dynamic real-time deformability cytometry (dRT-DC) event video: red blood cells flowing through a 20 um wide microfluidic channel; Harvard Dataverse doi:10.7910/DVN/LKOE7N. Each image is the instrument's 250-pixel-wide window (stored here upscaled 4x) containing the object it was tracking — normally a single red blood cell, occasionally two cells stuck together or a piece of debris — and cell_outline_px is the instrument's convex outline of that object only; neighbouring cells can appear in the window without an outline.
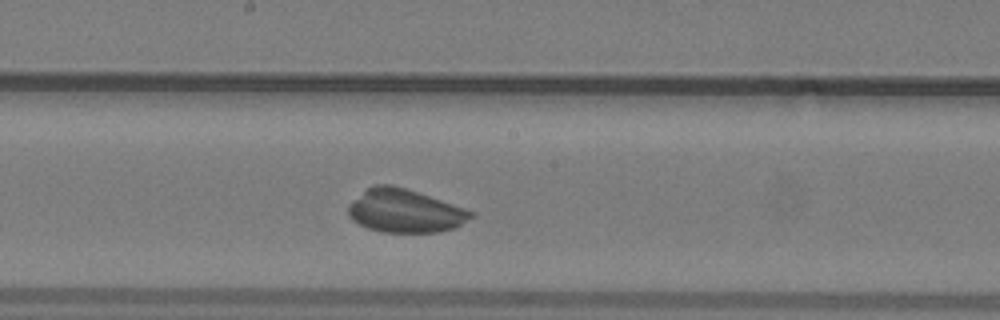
{"species": "common noctule bat (a hibernating species)", "species_latin": "Nyctalus noctula", "temperature_condition": "warm", "stored_images_in_passage": 26, "camera_frame_rate_fps": 3000, "um_per_image_px": 0.085, "animal": {"sex": "male", "body_mass_g": 19.2, "forearm_length_mm": 51.8}, "frame": {"image": 1, "passage_image": 14, "time_ms": 4.333, "image_size_px": [1000, 320], "cell_outline_px": [[476, 216], [452, 228], [440, 232], [380, 232], [368, 228], [352, 220], [348, 216], [348, 204], [352, 200], [368, 188], [376, 184], [388, 184], [404, 188], [476, 212]], "centroid_in_image_um": [34.4, 17.94], "position_along_channel_um": 213.8, "area_um2": 30.63}}
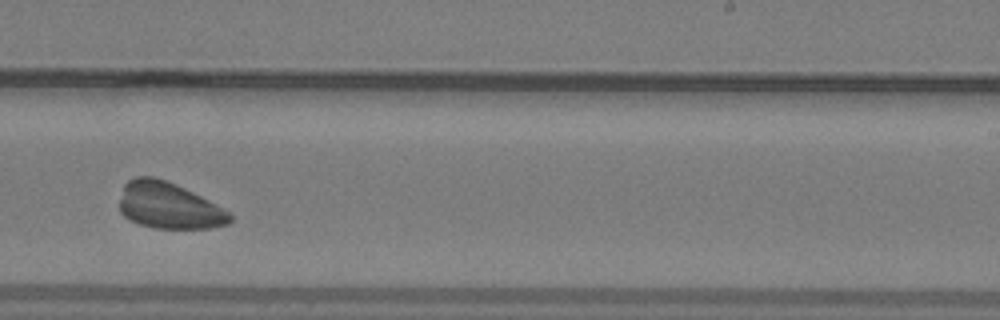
{"frame": {"image": 2, "passage_image": 18, "time_ms": 5.667, "image_size_px": [1000, 320], "cell_outline_px": [[232, 220], [228, 224], [212, 228], [152, 228], [140, 224], [124, 216], [120, 212], [120, 200], [124, 184], [128, 180], [136, 176], [152, 176], [176, 184], [216, 204], [228, 212], [232, 216]], "centroid_in_image_um": [14.34, 17.48], "position_along_channel_um": 274.7, "area_um2": 29.65}}
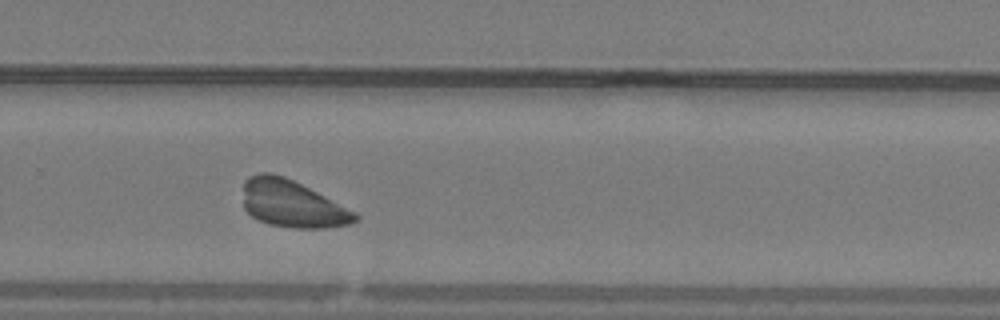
{"frame": {"image": 3, "passage_image": 20, "time_ms": 6.333, "image_size_px": [1000, 320], "cell_outline_px": [[360, 220], [348, 224], [324, 228], [292, 228], [268, 224], [252, 216], [244, 208], [244, 180], [248, 176], [260, 172], [268, 172], [284, 176], [356, 212], [360, 216]], "centroid_in_image_um": [24.83, 17.33], "position_along_channel_um": 305.0, "area_um2": 30.63}}